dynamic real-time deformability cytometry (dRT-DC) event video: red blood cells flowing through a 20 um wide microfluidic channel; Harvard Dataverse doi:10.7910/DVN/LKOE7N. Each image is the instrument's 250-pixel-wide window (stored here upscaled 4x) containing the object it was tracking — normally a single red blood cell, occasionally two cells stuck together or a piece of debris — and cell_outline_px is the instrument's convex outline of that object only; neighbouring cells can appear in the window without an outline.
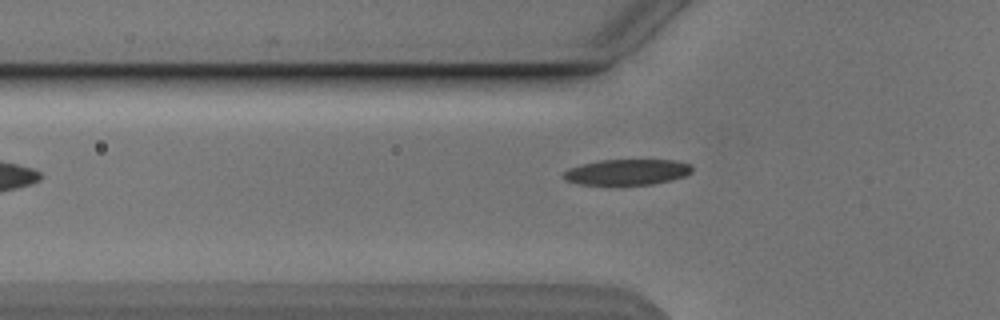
{"species": "Egyptian fruit bat (a non-hibernating species)", "species_latin": "Rousettus aegyptiacus", "temperature_condition": "cold", "stored_images_in_passage": 3, "camera_frame_rate_fps": 3000, "um_per_image_px": 0.085, "animal": {"sex": "male"}, "frame": {"image": 1, "passage_image": 3, "time_ms": 2.333, "image_size_px": [1000, 320], "cell_outline_px": [[692, 172], [684, 176], [672, 180], [652, 184], [620, 188], [616, 188], [576, 184], [564, 180], [560, 176], [568, 168], [580, 164], [600, 160], [672, 160], [692, 164]], "centroid_in_image_um": [53.21, 14.68], "position_along_channel_um": 72.6, "area_um2": 20.52}}